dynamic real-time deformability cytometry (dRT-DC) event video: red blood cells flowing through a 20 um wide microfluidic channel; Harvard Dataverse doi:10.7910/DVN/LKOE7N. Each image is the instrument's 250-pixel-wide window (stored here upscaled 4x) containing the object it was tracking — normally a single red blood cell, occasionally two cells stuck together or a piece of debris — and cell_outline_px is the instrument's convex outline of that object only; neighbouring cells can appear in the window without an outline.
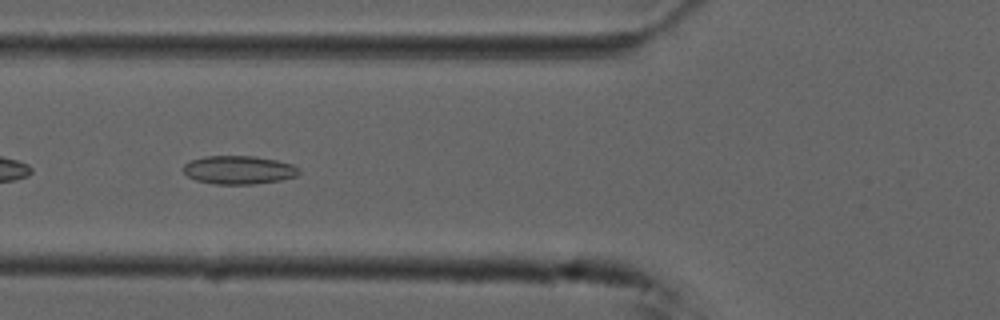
{"species": "common noctule bat (a hibernating species)", "species_latin": "Nyctalus noctula", "temperature_condition": "cold", "stored_images_in_passage": 45, "camera_frame_rate_fps": 3000, "um_per_image_px": 0.085, "animal": {"sex": "male", "forearm_length_mm": 52.5}, "frame": {"image": 1, "passage_image": 21, "time_ms": 6.667, "image_size_px": [1000, 320], "cell_outline_px": [[300, 172], [296, 176], [280, 180], [252, 184], [216, 184], [196, 180], [188, 176], [184, 172], [184, 164], [192, 160], [204, 156], [256, 156], [276, 160], [292, 164], [300, 168]], "centroid_in_image_um": [20.31, 14.44], "position_along_channel_um": 105.5, "area_um2": 19.07}}
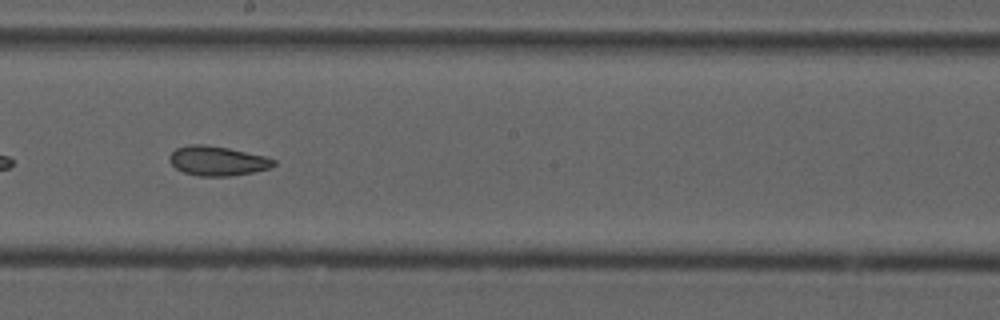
{"frame": {"image": 2, "passage_image": 31, "time_ms": 10.0, "image_size_px": [1000, 320], "cell_outline_px": [[276, 164], [272, 168], [252, 172], [228, 176], [200, 176], [184, 172], [176, 168], [168, 160], [168, 156], [176, 148], [188, 144], [204, 144], [228, 148], [264, 156], [276, 160]], "centroid_in_image_um": [18.47, 13.67], "position_along_channel_um": 229.7, "area_um2": 17.92}}
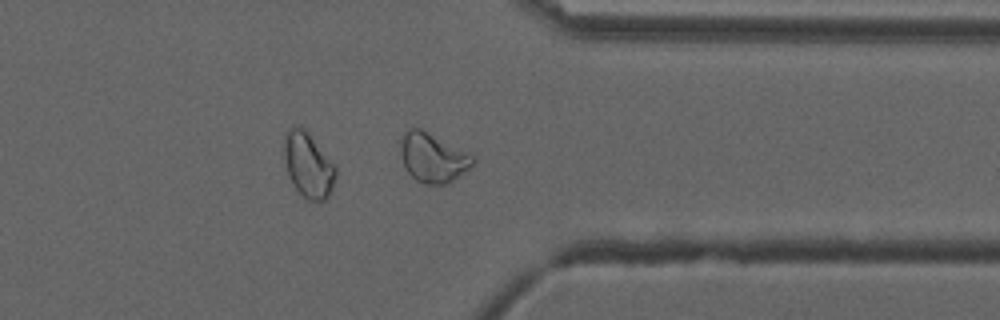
{"frame": {"image": 3, "passage_image": 43, "time_ms": 14.0, "image_size_px": [1000, 320], "cell_outline_px": [[476, 160], [468, 168], [452, 180], [444, 184], [424, 184], [416, 180], [404, 168], [396, 140], [408, 128], [420, 128], [472, 156]], "centroid_in_image_um": [36.66, 13.38], "position_along_channel_um": 374.7, "area_um2": 20.58}, "authors_computed_cell_mechanics": {"area_um2": 19.074, "velocity_mm_per_s": 3.7201, "shape_relaxation_time_tau1_ms": 6.7564, "shape_relaxation_time_tau2_ms": 2.7135, "deformation_change_tau1": 0.1437, "deformation_change_tau2": 0.0866}}